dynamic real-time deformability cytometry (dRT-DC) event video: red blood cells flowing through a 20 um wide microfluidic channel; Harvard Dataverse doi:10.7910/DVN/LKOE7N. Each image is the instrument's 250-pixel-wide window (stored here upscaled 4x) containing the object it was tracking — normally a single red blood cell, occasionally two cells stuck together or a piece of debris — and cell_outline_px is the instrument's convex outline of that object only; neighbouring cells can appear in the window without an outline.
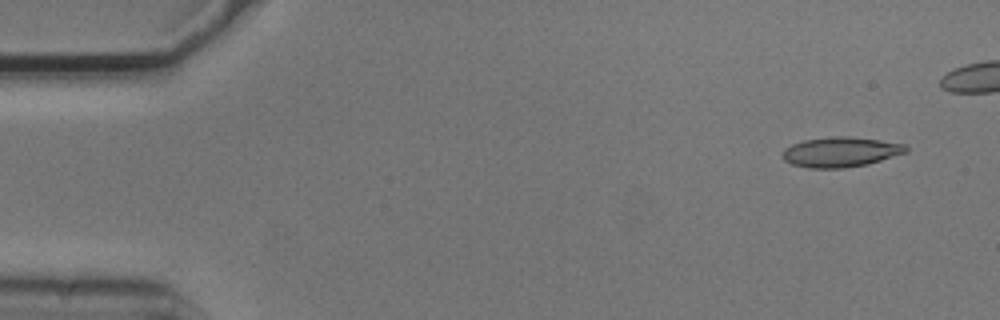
{"species": "common noctule bat (a hibernating species)", "species_latin": "Nyctalus noctula", "temperature_condition": "cold", "stored_images_in_passage": 8, "camera_frame_rate_fps": 3000, "um_per_image_px": 0.085, "animal": {"sex": "male", "body_mass_g": 20.5, "forearm_length_mm": 52.5}, "frame": {"image": 1, "passage_image": 1, "time_ms": 0.0, "image_size_px": [1000, 320], "cell_outline_px": [[908, 152], [868, 164], [844, 168], [808, 168], [792, 164], [784, 160], [784, 148], [792, 144], [804, 140], [836, 136], [848, 136], [880, 140], [908, 144]], "centroid_in_image_um": [71.5, 12.92], "position_along_channel_um": 13.5, "area_um2": 21.62}}
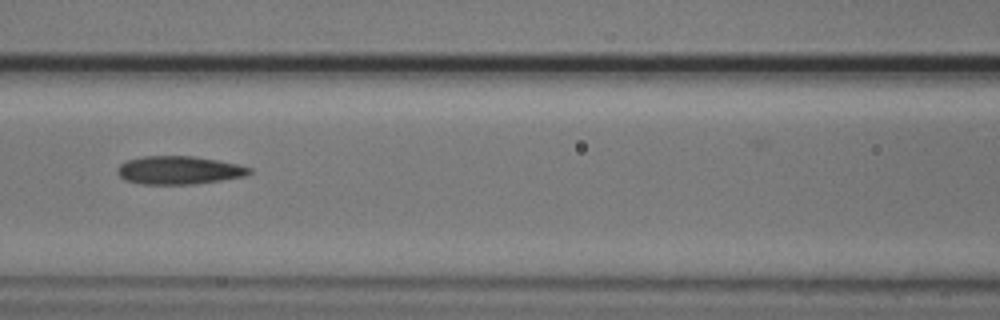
{"frame": {"image": 2, "passage_image": 6, "time_ms": 1.667, "image_size_px": [1000, 320], "cell_outline_px": [[252, 172], [244, 176], [196, 184], [140, 184], [124, 180], [116, 172], [120, 164], [128, 160], [144, 156], [192, 156], [216, 160], [236, 164], [252, 168]], "centroid_in_image_um": [15.18, 14.47], "position_along_channel_um": 151.4, "area_um2": 21.56}}
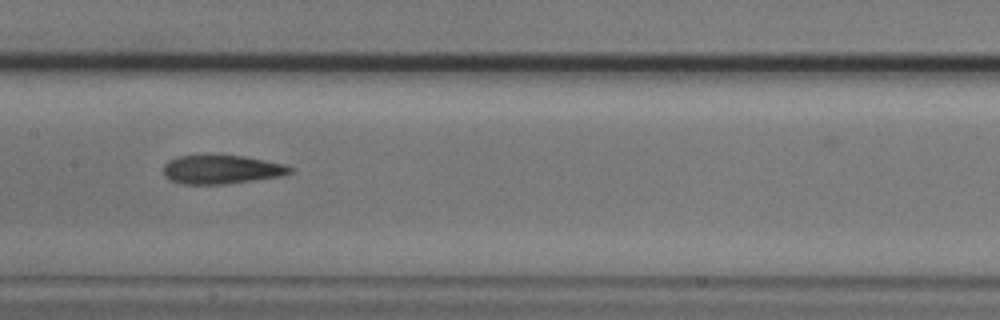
{"frame": {"image": 3, "passage_image": 7, "time_ms": 2.0, "image_size_px": [1000, 320], "cell_outline_px": [[292, 172], [280, 176], [224, 184], [184, 184], [168, 180], [164, 176], [164, 164], [168, 160], [176, 156], [244, 156], [284, 164], [292, 168]], "centroid_in_image_um": [18.78, 14.41], "position_along_channel_um": 188.6, "area_um2": 20.98}}